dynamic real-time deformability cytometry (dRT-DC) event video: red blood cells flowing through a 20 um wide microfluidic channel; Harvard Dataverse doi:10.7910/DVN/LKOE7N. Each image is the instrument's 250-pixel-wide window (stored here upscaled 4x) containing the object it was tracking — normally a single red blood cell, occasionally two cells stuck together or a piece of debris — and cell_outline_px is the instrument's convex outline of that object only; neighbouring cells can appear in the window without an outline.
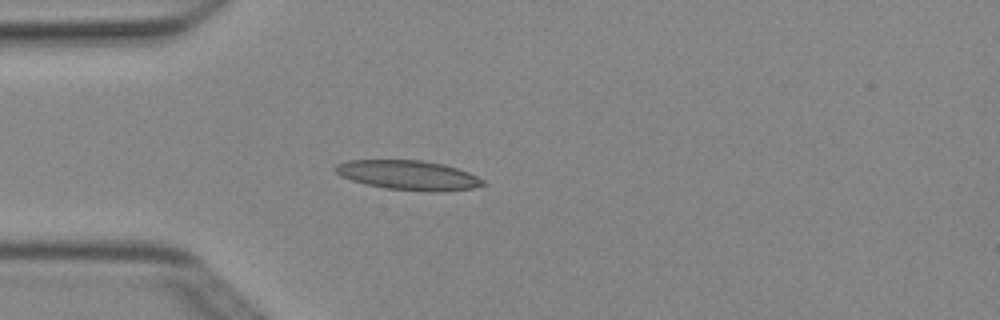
{"species": "Egyptian fruit bat (a non-hibernating species)", "species_latin": "Rousettus aegyptiacus", "temperature_condition": "cold", "stored_images_in_passage": 2, "camera_frame_rate_fps": 3000, "um_per_image_px": 0.085, "animal": {"sex": "female"}, "frame": {"image": 1, "passage_image": 2, "time_ms": 0.333, "image_size_px": [1000, 320], "cell_outline_px": [[488, 184], [472, 188], [444, 192], [432, 192], [388, 188], [364, 184], [340, 176], [332, 168], [336, 164], [348, 160], [420, 160], [444, 164], [468, 172], [484, 180]], "centroid_in_image_um": [34.71, 14.89], "position_along_channel_um": 50.3, "area_um2": 25.49}}